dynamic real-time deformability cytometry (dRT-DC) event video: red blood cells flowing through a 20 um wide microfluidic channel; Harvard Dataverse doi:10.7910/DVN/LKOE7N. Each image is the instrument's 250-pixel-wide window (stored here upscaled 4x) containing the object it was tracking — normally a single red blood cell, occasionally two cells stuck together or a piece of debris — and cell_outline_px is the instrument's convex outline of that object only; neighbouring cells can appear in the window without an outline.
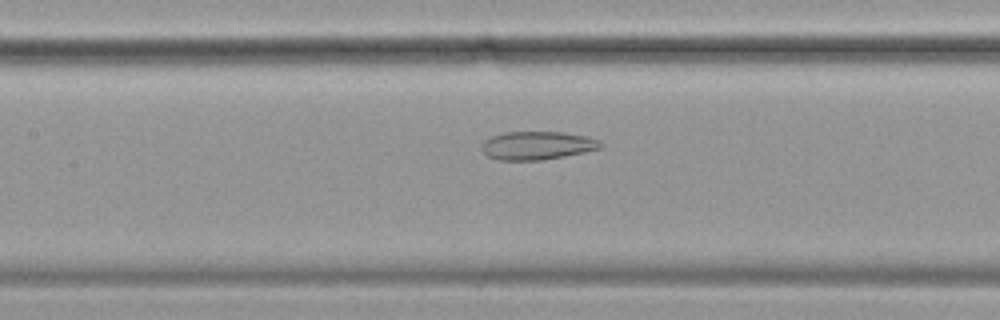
{"species": "common noctule bat (a hibernating species)", "species_latin": "Nyctalus noctula", "temperature_condition": "cold", "stored_images_in_passage": 57, "camera_frame_rate_fps": 3000, "um_per_image_px": 0.085, "animal": {"sex": "female", "body_mass_g": 19.9}, "frame": {"image": 1, "passage_image": 26, "time_ms": 8.333, "image_size_px": [1000, 320], "cell_outline_px": [[604, 144], [600, 148], [584, 152], [564, 156], [540, 160], [500, 160], [488, 156], [480, 148], [480, 144], [484, 140], [492, 136], [504, 132], [564, 132], [588, 136], [600, 140]], "centroid_in_image_um": [45.66, 12.36], "position_along_channel_um": 161.7, "area_um2": 19.71}}
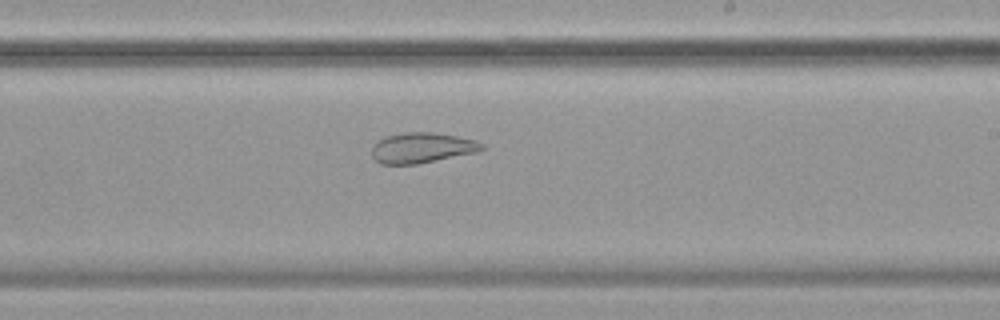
{"frame": {"image": 2, "passage_image": 34, "time_ms": 11.0, "image_size_px": [1000, 320], "cell_outline_px": [[484, 148], [476, 152], [416, 164], [380, 164], [372, 156], [372, 148], [380, 140], [388, 136], [404, 132], [436, 132], [476, 140], [484, 144]], "centroid_in_image_um": [35.88, 12.56], "position_along_channel_um": 253.1, "area_um2": 19.25}}
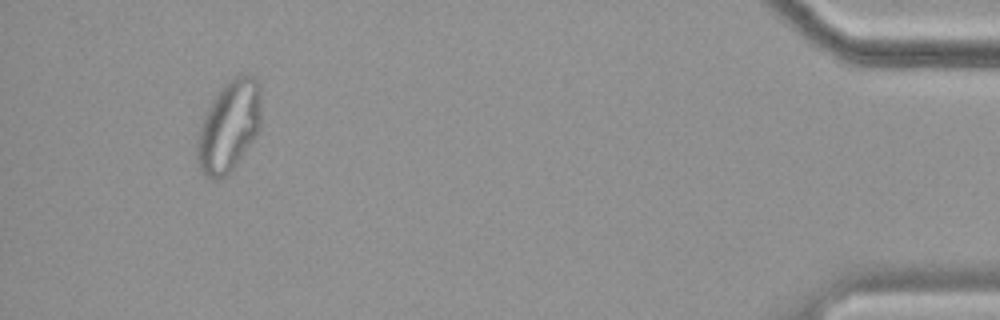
{"frame": {"image": 3, "passage_image": 54, "time_ms": 17.667, "image_size_px": [1000, 320], "cell_outline_px": [[260, 128], [236, 164], [220, 180], [216, 180], [204, 176], [200, 172], [196, 160], [196, 144], [200, 124], [216, 96], [224, 84], [228, 80], [236, 76], [256, 76], [260, 84]], "centroid_in_image_um": [19.44, 10.76], "position_along_channel_um": 415.8, "area_um2": 33.7}, "authors_computed_cell_mechanics": {"area_um2": 28.1486, "velocity_mm_per_s": 3.461, "shape_relaxation_time_tau1_ms": null, "shape_relaxation_time_tau2_ms": 2.1964, "deformation_change_tau1": null, "deformation_change_tau2": 0.0774}}